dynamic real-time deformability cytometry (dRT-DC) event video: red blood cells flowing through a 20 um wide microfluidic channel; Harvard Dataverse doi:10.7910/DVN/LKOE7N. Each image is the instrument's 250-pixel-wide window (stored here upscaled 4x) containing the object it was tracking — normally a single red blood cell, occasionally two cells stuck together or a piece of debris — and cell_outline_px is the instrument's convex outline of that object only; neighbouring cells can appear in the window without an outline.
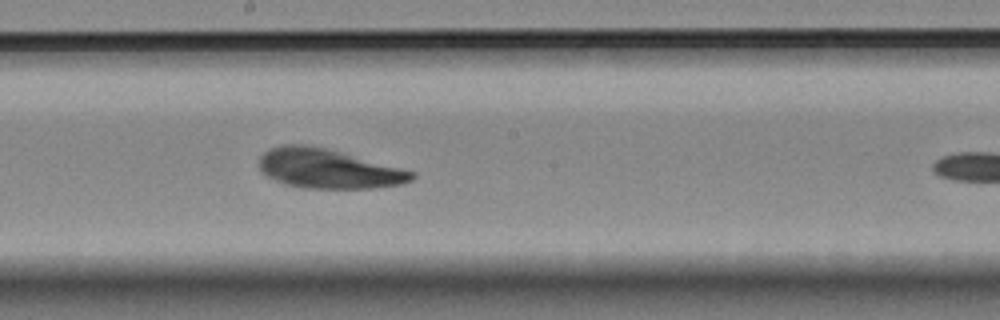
{"species": "Egyptian fruit bat (a non-hibernating species)", "species_latin": "Rousettus aegyptiacus", "temperature_condition": "room temperature", "stored_images_in_passage": 10, "camera_frame_rate_fps": 3000, "um_per_image_px": 0.085, "animal": {"sex": "female"}, "frame": {"image": 1, "passage_image": 9, "time_ms": 2.667, "image_size_px": [1000, 320], "cell_outline_px": [[416, 176], [412, 180], [400, 184], [376, 188], [304, 188], [284, 184], [260, 172], [260, 156], [264, 152], [280, 144], [308, 144], [340, 152], [416, 172]], "centroid_in_image_um": [27.88, 14.34], "position_along_channel_um": 220.3, "area_um2": 34.85}}